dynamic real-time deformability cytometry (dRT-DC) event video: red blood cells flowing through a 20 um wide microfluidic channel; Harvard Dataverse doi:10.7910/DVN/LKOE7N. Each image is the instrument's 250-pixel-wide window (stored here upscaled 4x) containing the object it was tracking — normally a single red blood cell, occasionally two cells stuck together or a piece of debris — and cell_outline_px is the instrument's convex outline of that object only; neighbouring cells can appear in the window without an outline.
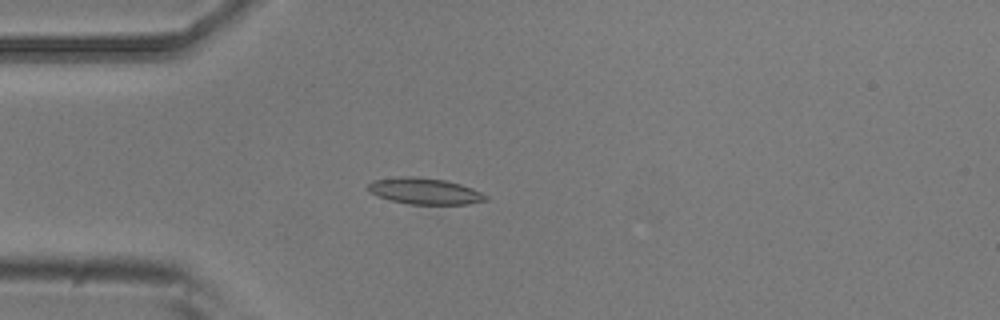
{"species": "common noctule bat (a hibernating species)", "species_latin": "Nyctalus noctula", "temperature_condition": "room temperature", "stored_images_in_passage": 5, "camera_frame_rate_fps": 3000, "um_per_image_px": 0.085, "animal": {"sex": "male", "body_mass_g": 20.5, "forearm_length_mm": 52.5}, "frame": {"image": 1, "passage_image": 5, "time_ms": 1.333, "image_size_px": [1000, 320], "cell_outline_px": [[488, 200], [468, 204], [408, 204], [392, 200], [380, 196], [372, 192], [368, 188], [368, 184], [372, 180], [404, 176], [412, 176], [444, 180], [460, 184], [472, 188], [488, 196]], "centroid_in_image_um": [36.13, 16.24], "position_along_channel_um": 48.9, "area_um2": 17.74}}